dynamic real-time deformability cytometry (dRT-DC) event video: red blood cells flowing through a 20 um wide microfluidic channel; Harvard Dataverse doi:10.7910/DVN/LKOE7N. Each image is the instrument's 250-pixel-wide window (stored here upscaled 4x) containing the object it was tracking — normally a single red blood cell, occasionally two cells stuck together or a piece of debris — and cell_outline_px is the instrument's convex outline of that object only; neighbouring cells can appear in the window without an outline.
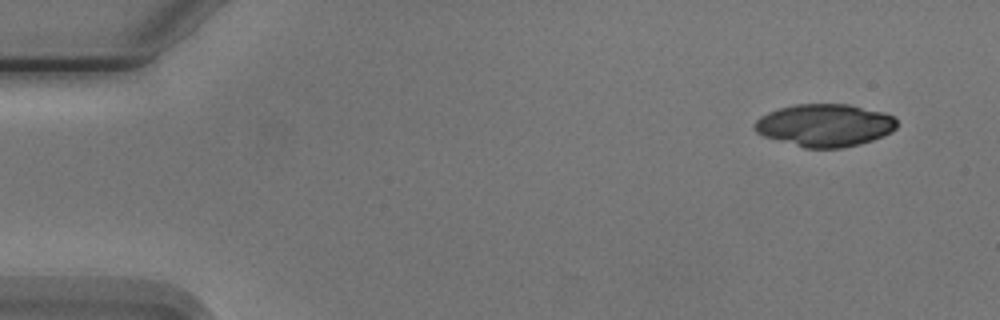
{"species": "Egyptian fruit bat (a non-hibernating species)", "species_latin": "Rousettus aegyptiacus", "temperature_condition": "cold", "stored_images_in_passage": 4, "camera_frame_rate_fps": 3000, "um_per_image_px": 0.085, "animal": {"sex": "male"}, "frame": {"image": 1, "passage_image": 1, "time_ms": 0.0, "image_size_px": [1000, 320], "cell_outline_px": [[896, 128], [892, 132], [872, 140], [860, 144], [840, 148], [804, 148], [764, 136], [756, 132], [756, 120], [760, 116], [768, 112], [792, 104], [848, 104], [884, 112], [892, 116], [896, 120]], "centroid_in_image_um": [70.12, 10.64], "position_along_channel_um": 14.9, "area_um2": 35.2}}